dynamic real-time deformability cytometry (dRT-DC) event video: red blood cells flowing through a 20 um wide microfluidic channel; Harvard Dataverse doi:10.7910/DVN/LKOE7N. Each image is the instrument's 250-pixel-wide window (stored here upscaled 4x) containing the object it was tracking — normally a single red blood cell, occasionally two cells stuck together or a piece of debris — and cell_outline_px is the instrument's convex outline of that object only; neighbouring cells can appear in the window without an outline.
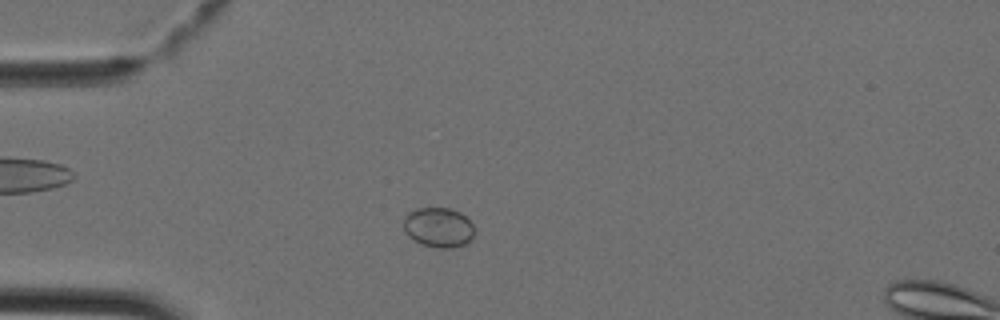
{"species": "Egyptian fruit bat (a non-hibernating species)", "species_latin": "Rousettus aegyptiacus", "temperature_condition": "cold", "stored_images_in_passage": 40, "camera_frame_rate_fps": 3000, "um_per_image_px": 0.085, "animal": {"sex": "female"}, "frame": {"image": 1, "passage_image": 8, "time_ms": 2.333, "image_size_px": [1000, 320], "cell_outline_px": [[472, 236], [464, 244], [452, 248], [440, 248], [424, 244], [408, 236], [404, 228], [404, 216], [408, 212], [416, 208], [452, 208], [460, 212], [472, 224]], "centroid_in_image_um": [37.24, 19.3], "position_along_channel_um": 47.8, "area_um2": 16.13}}
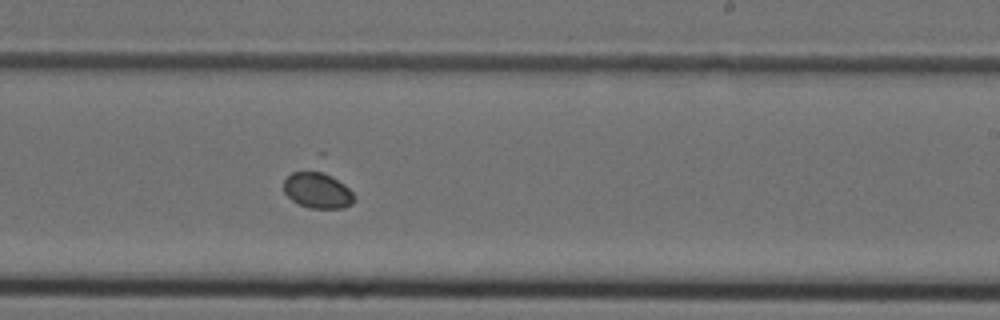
{"frame": {"image": 2, "passage_image": 23, "time_ms": 7.333, "image_size_px": [1000, 320], "cell_outline_px": [[356, 200], [352, 204], [344, 208], [312, 208], [300, 204], [292, 200], [284, 192], [284, 180], [292, 172], [320, 172], [332, 176], [344, 184], [356, 196]], "centroid_in_image_um": [27.02, 16.2], "position_along_channel_um": 262.0, "area_um2": 14.57}}
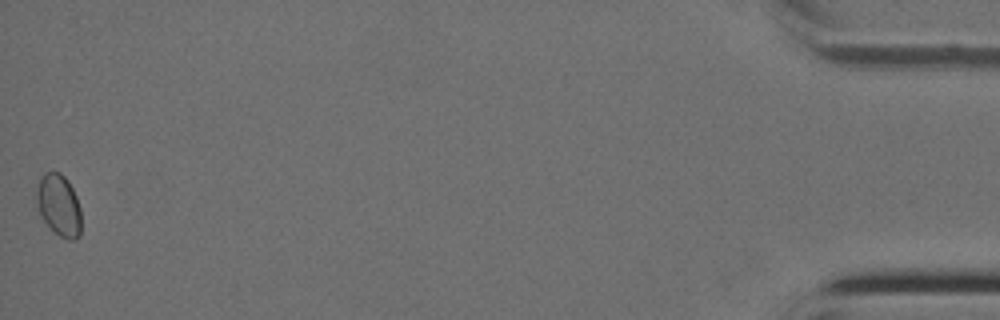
{"frame": {"image": 3, "passage_image": 40, "time_ms": 13.0, "image_size_px": [1000, 320], "cell_outline_px": [[80, 236], [72, 240], [68, 240], [60, 236], [40, 216], [36, 204], [36, 188], [40, 176], [44, 172], [60, 172], [68, 180], [76, 196], [80, 208]], "centroid_in_image_um": [4.98, 17.41], "position_along_channel_um": 430.2, "area_um2": 16.13}}